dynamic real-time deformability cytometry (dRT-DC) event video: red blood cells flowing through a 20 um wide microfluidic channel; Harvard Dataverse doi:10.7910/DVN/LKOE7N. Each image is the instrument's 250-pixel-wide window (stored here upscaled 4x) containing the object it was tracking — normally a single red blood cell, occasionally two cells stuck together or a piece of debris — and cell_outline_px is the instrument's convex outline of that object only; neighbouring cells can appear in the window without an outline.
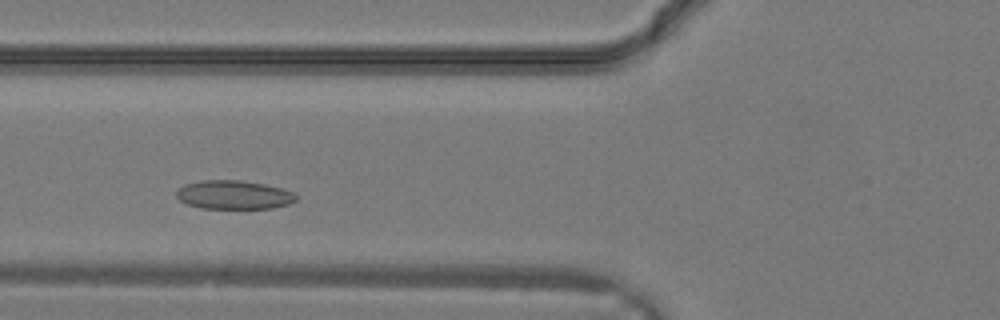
{"species": "common noctule bat (a hibernating species)", "species_latin": "Nyctalus noctula", "temperature_condition": "warm", "stored_images_in_passage": 25, "camera_frame_rate_fps": 3000, "um_per_image_px": 0.085, "animal": {"sex": "male", "body_mass_g": 19.2, "forearm_length_mm": 51.8}, "frame": {"image": 1, "passage_image": 6, "time_ms": 1.667, "image_size_px": [1000, 320], "cell_outline_px": [[296, 200], [288, 204], [272, 208], [200, 208], [188, 204], [180, 200], [176, 196], [176, 192], [184, 184], [200, 180], [240, 180], [264, 184], [296, 192]], "centroid_in_image_um": [19.87, 16.55], "position_along_channel_um": 105.9, "area_um2": 20.0}}
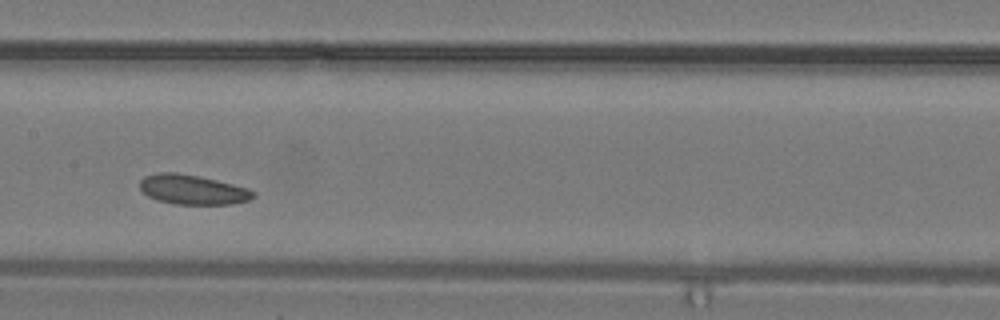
{"frame": {"image": 2, "passage_image": 10, "time_ms": 3.0, "image_size_px": [1000, 320], "cell_outline_px": [[256, 196], [248, 200], [232, 204], [176, 204], [156, 200], [148, 196], [140, 188], [140, 180], [144, 176], [156, 172], [176, 172], [216, 180], [248, 188], [256, 192]], "centroid_in_image_um": [16.36, 16.12], "position_along_channel_um": 191.0, "area_um2": 19.59}}
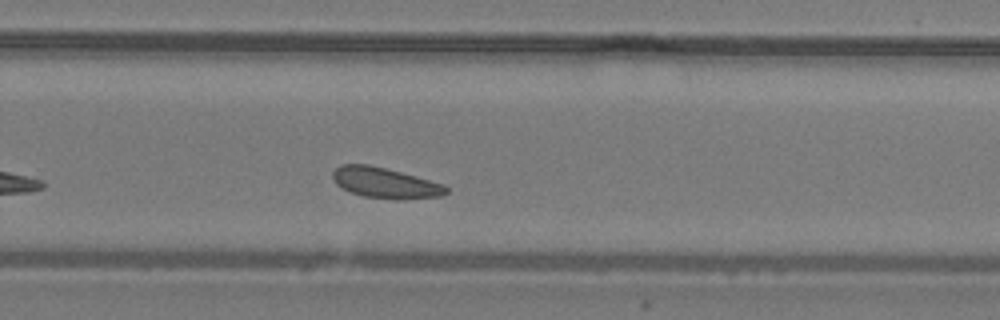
{"frame": {"image": 3, "passage_image": 15, "time_ms": 4.667, "image_size_px": [1000, 320], "cell_outline_px": [[448, 192], [444, 196], [400, 200], [396, 200], [364, 196], [340, 188], [332, 180], [332, 172], [340, 164], [368, 164], [416, 176], [444, 184], [448, 188]], "centroid_in_image_um": [32.74, 15.55], "position_along_channel_um": 297.1, "area_um2": 20.4}}